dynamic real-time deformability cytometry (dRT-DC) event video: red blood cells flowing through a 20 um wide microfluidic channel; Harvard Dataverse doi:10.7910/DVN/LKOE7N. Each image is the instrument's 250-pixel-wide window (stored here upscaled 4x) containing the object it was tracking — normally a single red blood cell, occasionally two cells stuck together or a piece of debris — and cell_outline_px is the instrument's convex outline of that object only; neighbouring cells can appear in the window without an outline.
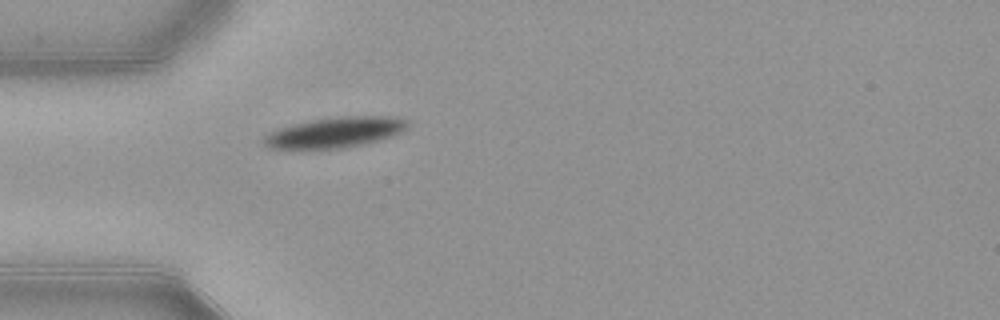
{"species": "common noctule bat (a hibernating species)", "species_latin": "Nyctalus noctula", "temperature_condition": "warm", "stored_images_in_passage": 38, "camera_frame_rate_fps": 3000, "um_per_image_px": 0.085, "animal": {"sex": "female", "body_mass_g": 21.9}, "frame": {"image": 1, "passage_image": 1, "time_ms": 0.0, "image_size_px": [1000, 320], "cell_outline_px": [[408, 128], [392, 136], [368, 144], [344, 148], [300, 152], [292, 152], [268, 148], [260, 144], [264, 136], [280, 128], [292, 124], [312, 120], [340, 116], [388, 116], [408, 120]], "centroid_in_image_um": [28.37, 11.32], "position_along_channel_um": 56.6, "area_um2": 26.76}}
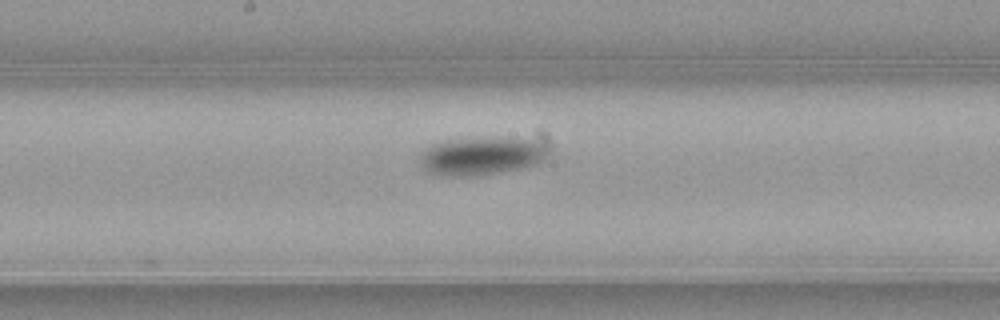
{"frame": {"image": 2, "passage_image": 13, "time_ms": 4.0, "image_size_px": [1000, 320], "cell_outline_px": [[552, 152], [540, 164], [524, 168], [476, 176], [440, 176], [428, 172], [420, 164], [420, 156], [432, 144], [448, 140], [528, 140], [548, 148]], "centroid_in_image_um": [40.92, 13.33], "position_along_channel_um": 207.3, "area_um2": 27.63}}
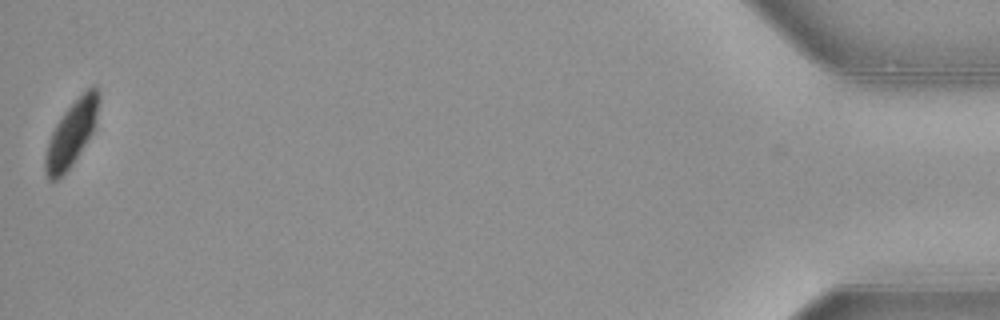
{"frame": {"image": 3, "passage_image": 38, "time_ms": 12.333, "image_size_px": [1000, 320], "cell_outline_px": [[100, 100], [96, 128], [72, 164], [56, 180], [48, 180], [44, 172], [44, 156], [48, 140], [56, 124], [64, 112], [92, 84], [100, 92]], "centroid_in_image_um": [6.09, 11.35], "position_along_channel_um": 429.1, "area_um2": 20.35}, "authors_computed_cell_mechanics": {"area_um2": 25.8944, "velocity_mm_per_s": 3.8645, "shape_relaxation_time_tau1_ms": 2.4326, "shape_relaxation_time_tau2_ms": null, "deformation_change_tau1": 0.1148, "deformation_change_tau2": null}}